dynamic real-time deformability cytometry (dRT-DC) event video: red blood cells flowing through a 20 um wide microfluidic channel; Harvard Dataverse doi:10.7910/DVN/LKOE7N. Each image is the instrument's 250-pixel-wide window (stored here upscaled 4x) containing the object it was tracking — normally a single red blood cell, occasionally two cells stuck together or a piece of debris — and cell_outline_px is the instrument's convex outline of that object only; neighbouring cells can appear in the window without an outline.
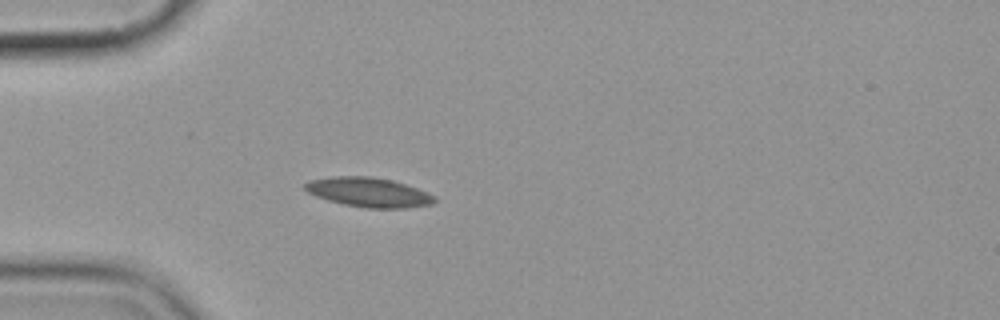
{"species": "common noctule bat (a hibernating species)", "species_latin": "Nyctalus noctula", "temperature_condition": "cold", "stored_images_in_passage": 4, "camera_frame_rate_fps": 3000, "um_per_image_px": 0.085, "animal": {"sex": "female", "body_mass_g": 19.9}, "frame": {"image": 1, "passage_image": 4, "time_ms": 3.333, "image_size_px": [1000, 320], "cell_outline_px": [[436, 200], [432, 204], [404, 208], [368, 208], [344, 204], [328, 200], [316, 196], [308, 192], [304, 188], [304, 184], [312, 180], [332, 176], [372, 176], [392, 180], [416, 188], [436, 196]], "centroid_in_image_um": [31.34, 16.34], "position_along_channel_um": 53.7, "area_um2": 22.08}}